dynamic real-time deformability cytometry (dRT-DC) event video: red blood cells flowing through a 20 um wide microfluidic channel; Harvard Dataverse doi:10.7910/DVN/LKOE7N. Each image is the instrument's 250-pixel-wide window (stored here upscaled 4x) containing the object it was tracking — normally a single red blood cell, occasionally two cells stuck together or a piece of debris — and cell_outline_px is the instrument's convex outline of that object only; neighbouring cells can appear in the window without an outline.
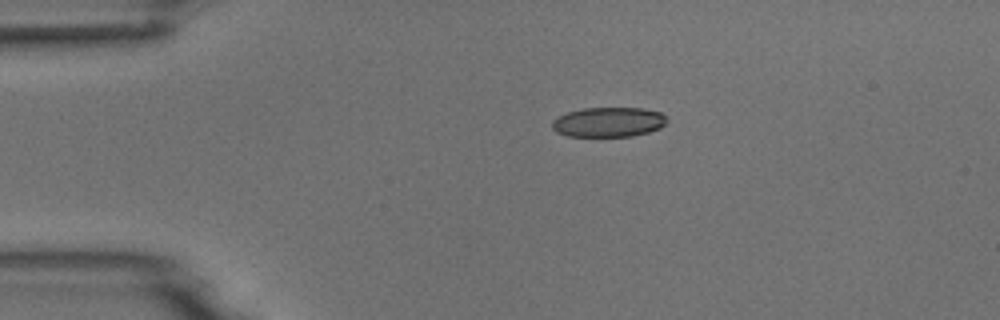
{"species": "common noctule bat (a hibernating species)", "species_latin": "Nyctalus noctula", "temperature_condition": "room temperature", "stored_images_in_passage": 2, "camera_frame_rate_fps": 3000, "um_per_image_px": 0.085, "animal": {"sex": "male", "body_mass_g": 18.8}, "frame": {"image": 1, "passage_image": 1, "time_ms": 0.0, "image_size_px": [1000, 320], "cell_outline_px": [[664, 124], [660, 128], [648, 132], [632, 136], [568, 136], [556, 132], [552, 128], [552, 120], [568, 112], [584, 108], [644, 108], [660, 112], [664, 116]], "centroid_in_image_um": [51.69, 10.38], "position_along_channel_um": 33.3, "area_um2": 19.71}}